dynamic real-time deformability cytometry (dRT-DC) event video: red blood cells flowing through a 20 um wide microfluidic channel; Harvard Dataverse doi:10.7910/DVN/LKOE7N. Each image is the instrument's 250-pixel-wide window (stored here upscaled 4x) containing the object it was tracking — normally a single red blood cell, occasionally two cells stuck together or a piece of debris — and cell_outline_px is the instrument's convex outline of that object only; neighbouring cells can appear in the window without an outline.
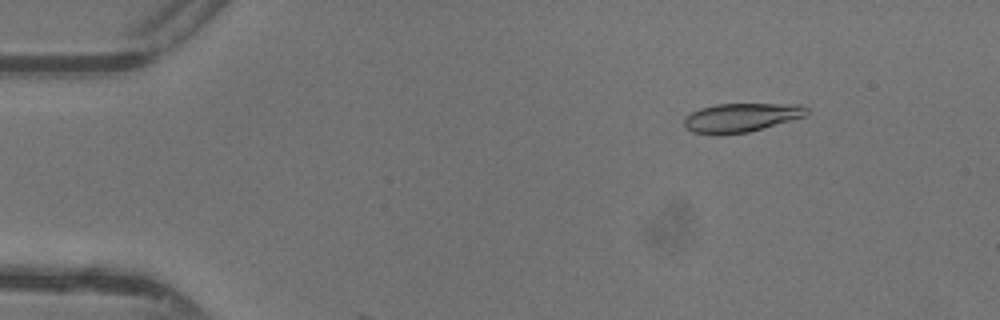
{"species": "common noctule bat (a hibernating species)", "species_latin": "Nyctalus noctula", "temperature_condition": "warm", "stored_images_in_passage": 9, "camera_frame_rate_fps": 3000, "um_per_image_px": 0.085, "animal": {"sex": "female"}, "frame": {"image": 1, "passage_image": 7, "time_ms": 2.0, "image_size_px": [1000, 320], "cell_outline_px": [[808, 112], [804, 116], [748, 132], [720, 136], [716, 136], [692, 132], [684, 124], [684, 116], [700, 108], [716, 104], [800, 104], [808, 108]], "centroid_in_image_um": [62.94, 10.0], "position_along_channel_um": 22.1, "area_um2": 20.69}}